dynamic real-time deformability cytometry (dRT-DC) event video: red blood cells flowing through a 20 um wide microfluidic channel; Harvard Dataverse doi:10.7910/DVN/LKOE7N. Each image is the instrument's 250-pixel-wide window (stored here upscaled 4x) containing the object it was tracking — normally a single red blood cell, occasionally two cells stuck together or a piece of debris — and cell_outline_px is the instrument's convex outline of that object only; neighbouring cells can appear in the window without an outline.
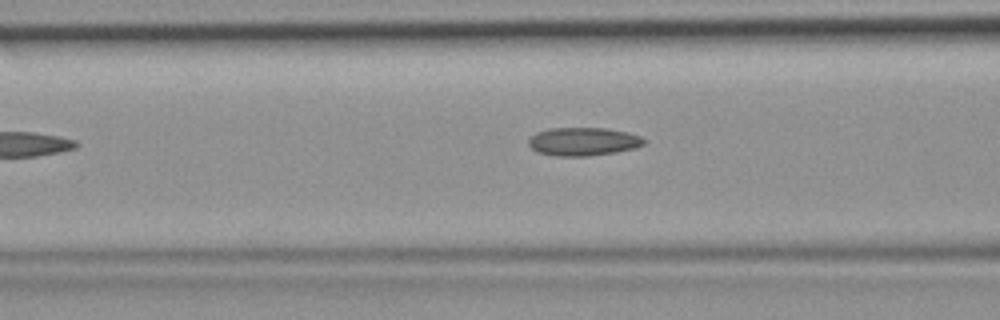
{"species": "common noctule bat (a hibernating species)", "species_latin": "Nyctalus noctula", "temperature_condition": "room temperature", "stored_images_in_passage": 30, "camera_frame_rate_fps": 3000, "um_per_image_px": 0.085, "animal": {"sex": "female", "body_mass_g": 19.9}, "frame": {"image": 1, "passage_image": 5, "time_ms": 1.333, "image_size_px": [1000, 320], "cell_outline_px": [[648, 140], [644, 144], [636, 148], [616, 152], [588, 156], [556, 156], [536, 152], [528, 144], [528, 140], [536, 132], [548, 128], [604, 128], [628, 132], [640, 136]], "centroid_in_image_um": [49.58, 12.03], "position_along_channel_um": 117.0, "area_um2": 19.19}}
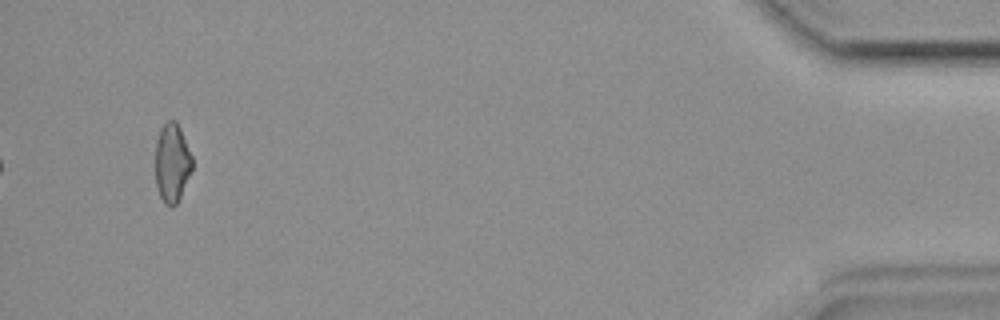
{"frame": {"image": 2, "passage_image": 30, "time_ms": 9.667, "image_size_px": [1000, 320], "cell_outline_px": [[192, 168], [180, 196], [176, 204], [172, 208], [164, 204], [156, 188], [156, 144], [160, 128], [168, 120], [176, 120], [180, 128], [192, 156]], "centroid_in_image_um": [14.61, 13.85], "position_along_channel_um": 420.6, "area_um2": 16.82}}